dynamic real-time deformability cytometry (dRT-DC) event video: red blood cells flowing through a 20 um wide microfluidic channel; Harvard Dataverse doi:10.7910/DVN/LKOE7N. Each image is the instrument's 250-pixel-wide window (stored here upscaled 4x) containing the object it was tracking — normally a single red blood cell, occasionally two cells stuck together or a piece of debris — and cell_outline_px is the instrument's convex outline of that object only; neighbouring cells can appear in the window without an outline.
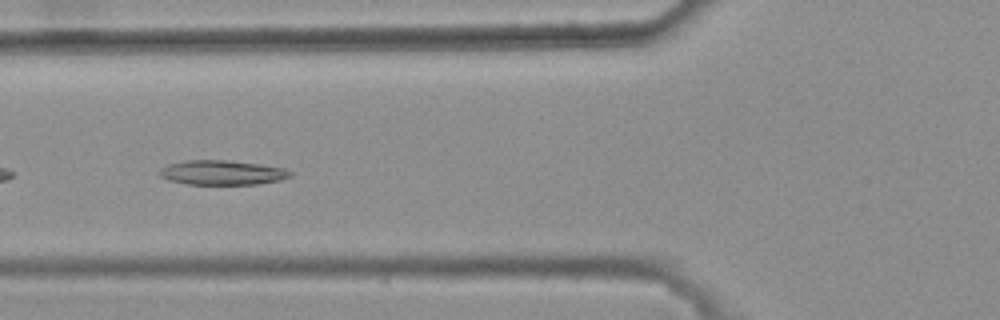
{"species": "common noctule bat (a hibernating species)", "species_latin": "Nyctalus noctula", "temperature_condition": "warm", "stored_images_in_passage": 30, "camera_frame_rate_fps": 3000, "um_per_image_px": 0.085, "animal": {"sex": "female", "body_mass_g": 25.1}, "frame": {"image": 1, "passage_image": 5, "time_ms": 1.333, "image_size_px": [1000, 320], "cell_outline_px": [[292, 176], [280, 180], [260, 184], [188, 184], [168, 180], [160, 176], [160, 168], [168, 164], [188, 160], [228, 160], [260, 164], [284, 168], [292, 172]], "centroid_in_image_um": [18.9, 14.67], "position_along_channel_um": 106.9, "area_um2": 18.73}, "authors_computed_cell_mechanics": {"area_um2": 18.1203, "velocity_mm_per_s": 3.7166, "shape_relaxation_time_tau1_ms": null, "shape_relaxation_time_tau2_ms": 7.3008, "deformation_change_tau1": null, "deformation_change_tau2": 0.141}}